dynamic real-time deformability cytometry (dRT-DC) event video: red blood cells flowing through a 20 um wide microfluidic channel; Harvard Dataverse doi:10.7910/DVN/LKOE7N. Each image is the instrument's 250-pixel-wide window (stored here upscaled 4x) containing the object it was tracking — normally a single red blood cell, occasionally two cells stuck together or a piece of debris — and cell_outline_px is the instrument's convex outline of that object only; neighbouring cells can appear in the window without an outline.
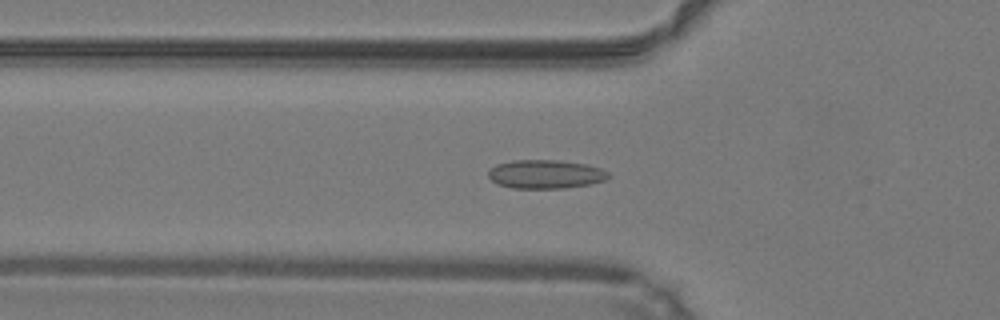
{"species": "common noctule bat (a hibernating species)", "species_latin": "Nyctalus noctula", "temperature_condition": "warm", "stored_images_in_passage": 45, "camera_frame_rate_fps": 3000, "um_per_image_px": 0.085, "animal": {"sex": "male", "body_mass_g": 19.2, "forearm_length_mm": 51.8}, "frame": {"image": 1, "passage_image": 13, "time_ms": 4.0, "image_size_px": [1000, 320], "cell_outline_px": [[612, 176], [604, 180], [592, 184], [564, 188], [512, 188], [496, 184], [488, 176], [488, 172], [496, 164], [512, 160], [560, 160], [588, 164], [600, 168], [608, 172]], "centroid_in_image_um": [46.39, 14.8], "position_along_channel_um": 79.4, "area_um2": 20.29}}
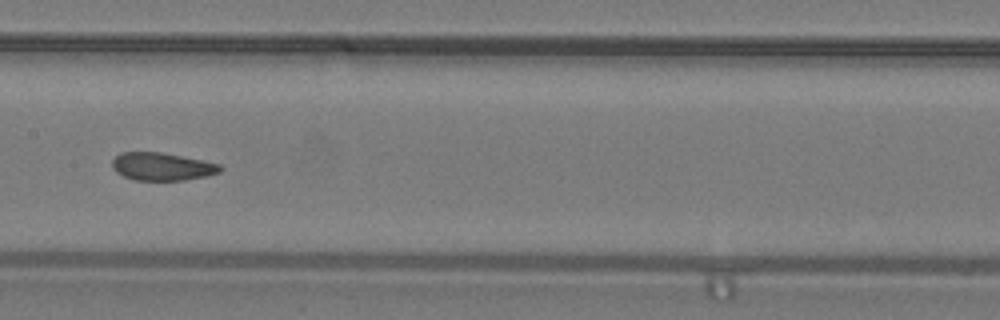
{"frame": {"image": 2, "passage_image": 21, "time_ms": 6.667, "image_size_px": [1000, 320], "cell_outline_px": [[224, 168], [220, 172], [208, 176], [184, 180], [132, 180], [116, 172], [112, 168], [112, 160], [120, 152], [160, 152], [220, 164]], "centroid_in_image_um": [13.76, 14.16], "position_along_channel_um": 193.6, "area_um2": 17.51}}
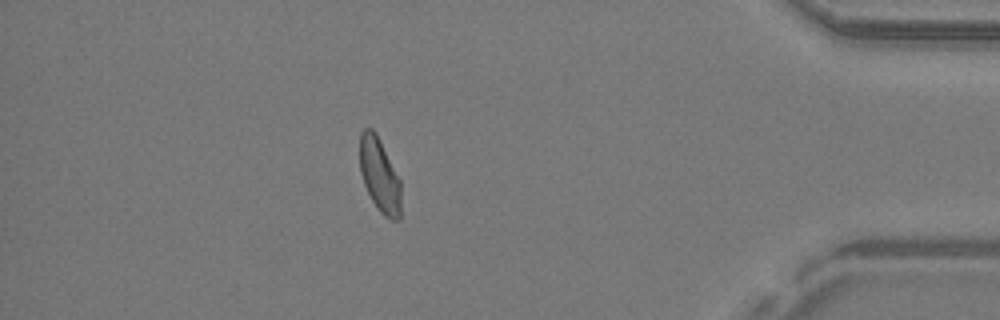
{"frame": {"image": 3, "passage_image": 39, "time_ms": 12.667, "image_size_px": [1000, 320], "cell_outline_px": [[400, 220], [392, 220], [384, 216], [376, 208], [364, 184], [360, 172], [360, 132], [364, 128], [372, 128], [376, 132], [400, 180]], "centroid_in_image_um": [32.25, 14.89], "position_along_channel_um": 402.9, "area_um2": 17.74}, "authors_computed_cell_mechanics": {"area_um2": 18.4382, "velocity_mm_per_s": 4.2485, "shape_relaxation_time_tau1_ms": null, "shape_relaxation_time_tau2_ms": 1.3832, "deformation_change_tau1": null, "deformation_change_tau2": 0.0571}}